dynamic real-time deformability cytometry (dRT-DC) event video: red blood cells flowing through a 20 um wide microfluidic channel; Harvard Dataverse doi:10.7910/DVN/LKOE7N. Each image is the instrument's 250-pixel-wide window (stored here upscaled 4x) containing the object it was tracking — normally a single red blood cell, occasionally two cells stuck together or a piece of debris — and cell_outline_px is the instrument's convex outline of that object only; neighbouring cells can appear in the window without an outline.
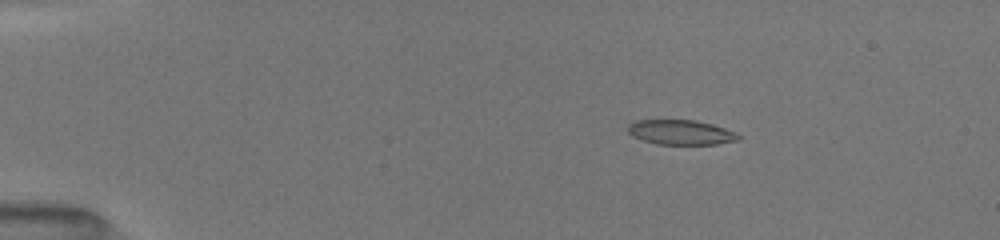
{"species": "common noctule bat (a hibernating species)", "species_latin": "Nyctalus noctula", "temperature_condition": "room temperature", "stored_images_in_passage": 16, "camera_frame_rate_fps": 3000, "um_per_image_px": 0.085, "animal": {"sex": "female", "body_mass_g": 19.5, "forearm_length_mm": 54.1}, "frame": {"image": 1, "passage_image": 2, "time_ms": 0.333, "image_size_px": [1000, 240], "cell_outline_px": [[740, 140], [716, 144], [656, 144], [632, 136], [628, 132], [628, 124], [636, 120], [696, 120], [712, 124], [736, 132], [740, 136]], "centroid_in_image_um": [57.88, 11.24], "position_along_channel_um": 27.1, "area_um2": 15.95}}
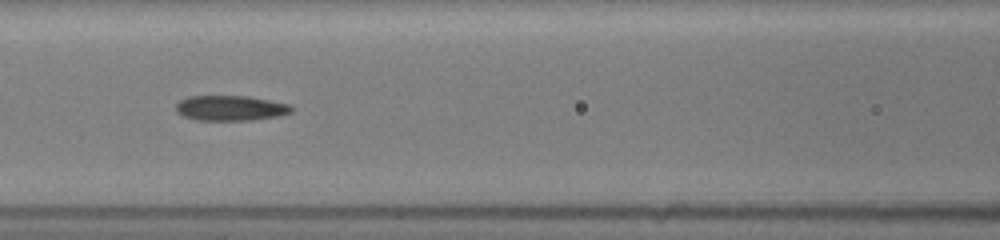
{"frame": {"image": 2, "passage_image": 13, "time_ms": 5.333, "image_size_px": [1000, 240], "cell_outline_px": [[296, 108], [292, 112], [280, 116], [248, 120], [196, 120], [184, 116], [176, 112], [176, 104], [180, 100], [188, 96], [248, 96], [292, 104]], "centroid_in_image_um": [19.65, 9.18], "position_along_channel_um": 147.0, "area_um2": 17.17}}
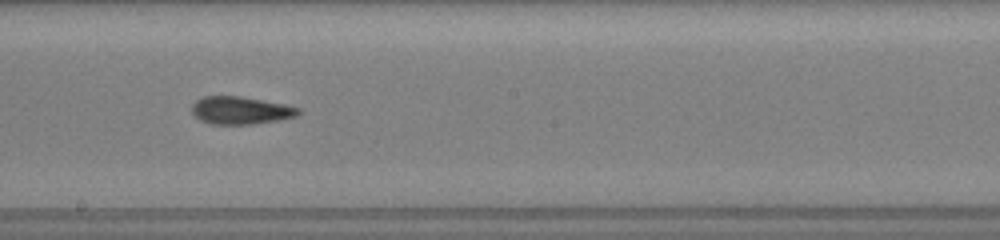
{"frame": {"image": 3, "passage_image": 15, "time_ms": 7.333, "image_size_px": [1000, 240], "cell_outline_px": [[304, 112], [296, 116], [280, 120], [252, 124], [212, 124], [200, 120], [192, 112], [192, 104], [196, 100], [204, 96], [240, 96], [284, 104], [300, 108]], "centroid_in_image_um": [20.48, 9.38], "position_along_channel_um": 227.7, "area_um2": 17.22}}